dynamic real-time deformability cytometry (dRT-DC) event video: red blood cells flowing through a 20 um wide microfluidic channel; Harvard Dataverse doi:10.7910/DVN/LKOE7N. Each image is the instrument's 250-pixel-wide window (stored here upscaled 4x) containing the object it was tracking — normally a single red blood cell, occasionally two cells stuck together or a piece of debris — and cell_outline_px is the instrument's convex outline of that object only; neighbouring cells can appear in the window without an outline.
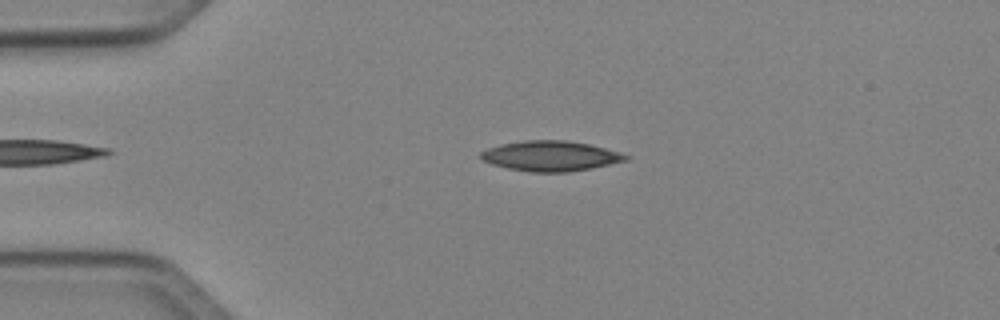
{"species": "Egyptian fruit bat (a non-hibernating species)", "species_latin": "Rousettus aegyptiacus", "temperature_condition": "cold", "stored_images_in_passage": 6, "camera_frame_rate_fps": 3000, "um_per_image_px": 0.085, "animal": {"sex": "female"}, "frame": {"image": 1, "passage_image": 3, "time_ms": 2.333, "image_size_px": [1000, 320], "cell_outline_px": [[632, 156], [628, 160], [592, 168], [568, 172], [532, 172], [508, 168], [492, 164], [484, 160], [480, 156], [480, 152], [488, 148], [500, 144], [524, 140], [568, 140], [588, 144], [620, 152]], "centroid_in_image_um": [46.82, 13.25], "position_along_channel_um": 38.2, "area_um2": 25.49}}
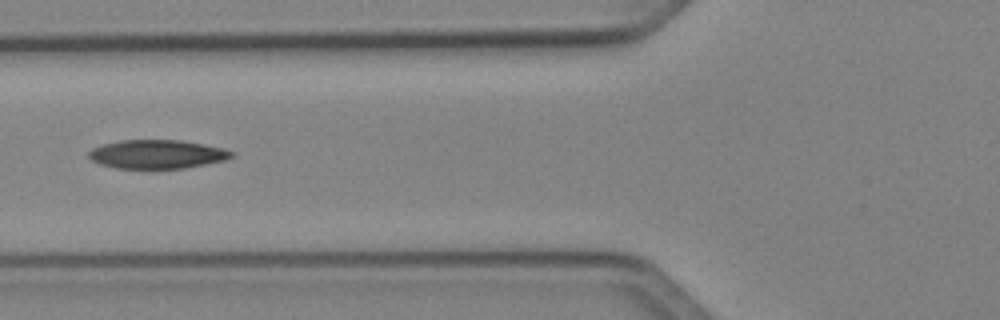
{"frame": {"image": 2, "passage_image": 5, "time_ms": 5.0, "image_size_px": [1000, 320], "cell_outline_px": [[236, 156], [228, 160], [184, 168], [116, 168], [100, 164], [92, 160], [88, 156], [88, 152], [92, 148], [104, 144], [120, 140], [180, 140], [204, 144], [224, 148], [236, 152]], "centroid_in_image_um": [13.42, 13.1], "position_along_channel_um": 112.4, "area_um2": 24.1}}
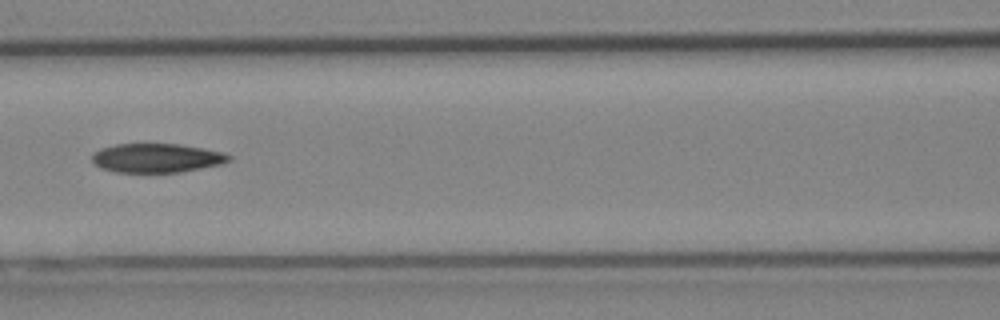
{"frame": {"image": 3, "passage_image": 6, "time_ms": 6.0, "image_size_px": [1000, 320], "cell_outline_px": [[232, 160], [224, 164], [180, 172], [116, 172], [100, 168], [92, 160], [92, 156], [100, 148], [116, 144], [180, 144], [224, 152], [232, 156]], "centroid_in_image_um": [13.37, 13.43], "position_along_channel_um": 153.2, "area_um2": 23.24}}